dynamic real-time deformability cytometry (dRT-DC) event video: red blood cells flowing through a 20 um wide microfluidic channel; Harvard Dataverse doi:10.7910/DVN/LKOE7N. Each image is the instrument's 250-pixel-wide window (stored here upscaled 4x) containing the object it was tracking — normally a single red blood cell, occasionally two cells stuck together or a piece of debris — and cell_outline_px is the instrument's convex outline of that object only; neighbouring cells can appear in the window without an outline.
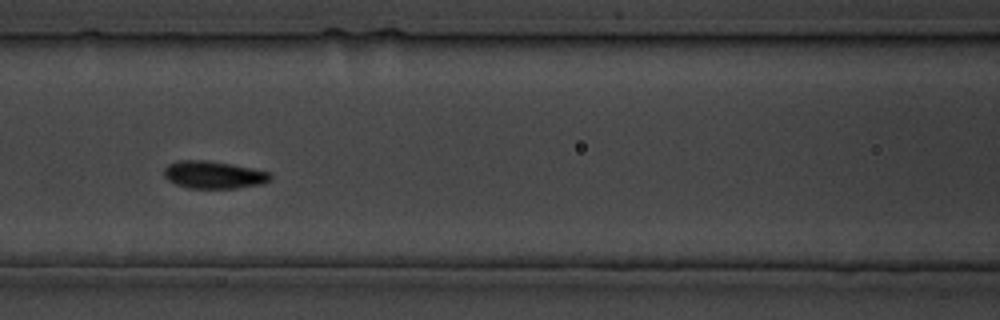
{"species": "common noctule bat (a hibernating species)", "species_latin": "Nyctalus noctula", "temperature_condition": "cold", "stored_images_in_passage": 14, "camera_frame_rate_fps": 3000, "um_per_image_px": 0.085, "animal": {"sex": "male", "body_mass_g": 19.5, "forearm_length_mm": 54.6}, "frame": {"image": 1, "passage_image": 7, "time_ms": 6.667, "image_size_px": [1000, 320], "cell_outline_px": [[272, 176], [268, 180], [260, 184], [236, 188], [188, 188], [176, 184], [168, 180], [164, 176], [164, 168], [168, 164], [176, 160], [208, 160], [232, 164], [252, 168], [268, 172]], "centroid_in_image_um": [18.11, 14.85], "position_along_channel_um": 148.5, "area_um2": 16.99}}